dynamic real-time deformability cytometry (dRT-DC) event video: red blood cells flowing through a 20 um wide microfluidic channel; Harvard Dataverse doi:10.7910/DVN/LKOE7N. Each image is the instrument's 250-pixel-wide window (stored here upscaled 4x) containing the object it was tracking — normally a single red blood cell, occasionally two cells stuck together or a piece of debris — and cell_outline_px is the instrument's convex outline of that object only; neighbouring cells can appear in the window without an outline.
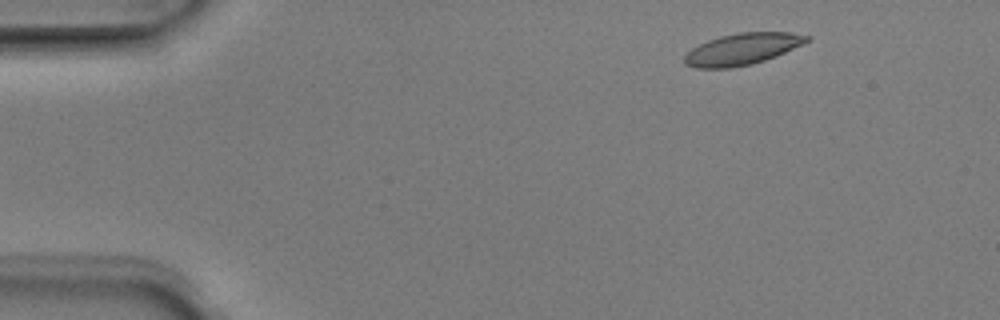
{"species": "Egyptian fruit bat (a non-hibernating species)", "species_latin": "Rousettus aegyptiacus", "temperature_condition": "room temperature", "stored_images_in_passage": 3, "camera_frame_rate_fps": 3000, "um_per_image_px": 0.085, "animal": {"sex": "male"}, "frame": {"image": 1, "passage_image": 1, "time_ms": 0.0, "image_size_px": [1000, 320], "cell_outline_px": [[812, 36], [808, 40], [776, 56], [752, 64], [732, 68], [696, 68], [684, 64], [684, 56], [692, 48], [708, 40], [720, 36], [736, 32], [792, 32]], "centroid_in_image_um": [63.06, 4.17], "position_along_channel_um": 21.9, "area_um2": 22.37}}
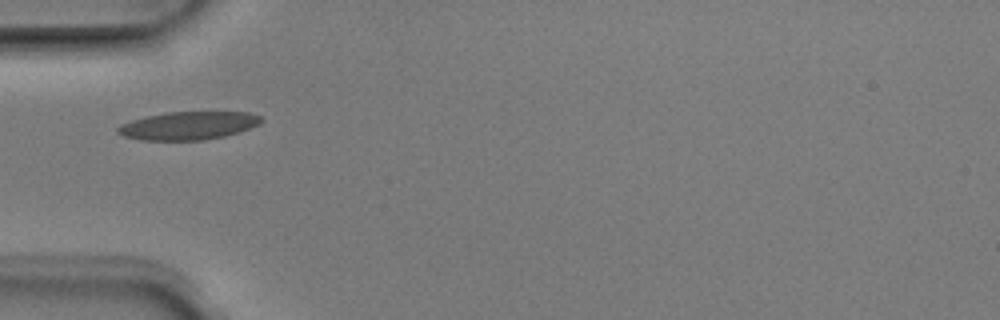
{"frame": {"image": 2, "passage_image": 3, "time_ms": 0.667, "image_size_px": [1000, 320], "cell_outline_px": [[264, 120], [260, 124], [240, 132], [224, 136], [204, 140], [140, 140], [124, 136], [116, 132], [116, 128], [120, 124], [132, 120], [148, 116], [168, 112], [248, 112], [264, 116]], "centroid_in_image_um": [16.05, 10.68], "position_along_channel_um": 69.0, "area_um2": 23.64}}